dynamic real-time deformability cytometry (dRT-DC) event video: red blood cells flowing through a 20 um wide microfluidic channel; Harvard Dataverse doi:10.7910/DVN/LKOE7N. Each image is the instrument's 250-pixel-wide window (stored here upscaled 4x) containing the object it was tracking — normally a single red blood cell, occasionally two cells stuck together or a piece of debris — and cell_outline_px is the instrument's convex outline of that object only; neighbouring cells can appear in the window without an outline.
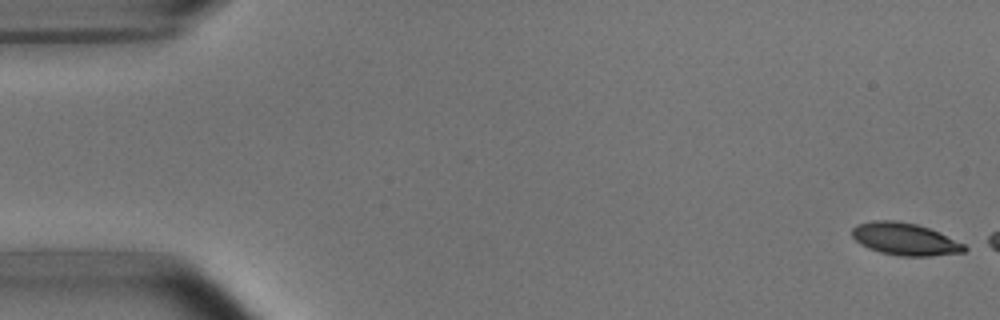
{"species": "common noctule bat (a hibernating species)", "species_latin": "Nyctalus noctula", "temperature_condition": "room temperature", "stored_images_in_passage": 3, "camera_frame_rate_fps": 3000, "um_per_image_px": 0.085, "animal": {"sex": "male", "body_mass_g": 15.6}, "frame": {"image": 1, "passage_image": 1, "time_ms": 0.0, "image_size_px": [1000, 320], "cell_outline_px": [[968, 248], [964, 252], [932, 256], [900, 256], [880, 252], [868, 248], [860, 244], [852, 236], [852, 228], [856, 224], [872, 220], [896, 220], [916, 224], [928, 228], [964, 244]], "centroid_in_image_um": [76.88, 20.32], "position_along_channel_um": 8.1, "area_um2": 21.1}}